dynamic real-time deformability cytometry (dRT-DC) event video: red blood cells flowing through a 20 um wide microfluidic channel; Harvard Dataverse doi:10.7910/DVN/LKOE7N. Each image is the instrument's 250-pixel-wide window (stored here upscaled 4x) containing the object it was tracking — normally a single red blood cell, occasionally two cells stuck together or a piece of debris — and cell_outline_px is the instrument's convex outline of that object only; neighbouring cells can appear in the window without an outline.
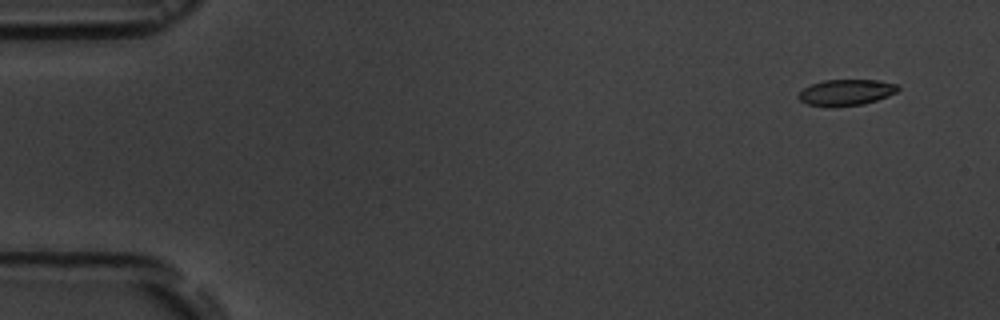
{"species": "common noctule bat (a hibernating species)", "species_latin": "Nyctalus noctula", "temperature_condition": "room temperature", "stored_images_in_passage": 6, "camera_frame_rate_fps": 3000, "um_per_image_px": 0.085, "animal": {"sex": "male", "body_mass_g": 19.5, "forearm_length_mm": 54.6}, "frame": {"image": 1, "passage_image": 1, "time_ms": 0.0, "image_size_px": [1000, 320], "cell_outline_px": [[900, 88], [896, 92], [888, 96], [864, 104], [808, 104], [800, 100], [796, 96], [804, 88], [812, 84], [824, 80], [880, 80], [896, 84]], "centroid_in_image_um": [71.97, 7.81], "position_along_channel_um": 13.0, "area_um2": 14.45}}
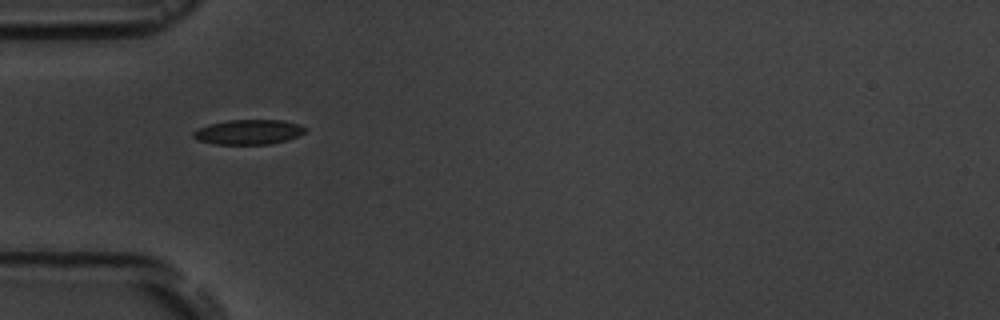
{"frame": {"image": 2, "passage_image": 5, "time_ms": 4.667, "image_size_px": [1000, 320], "cell_outline_px": [[308, 128], [304, 132], [288, 140], [272, 144], [216, 144], [196, 140], [192, 136], [192, 132], [196, 128], [208, 124], [228, 120], [284, 120]], "centroid_in_image_um": [21.08, 11.22], "position_along_channel_um": 63.9, "area_um2": 16.3}}
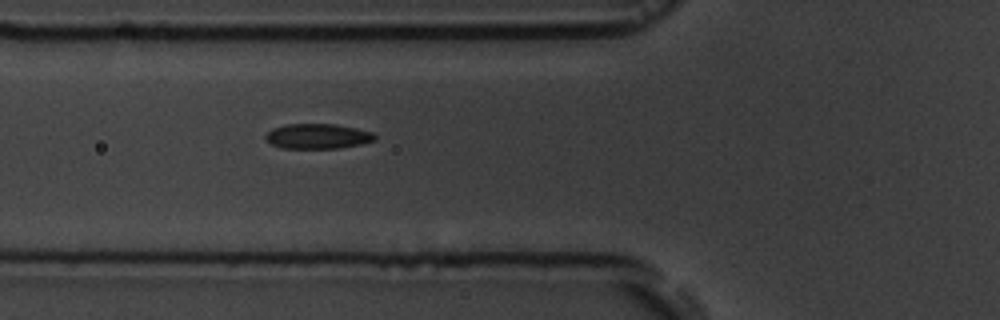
{"frame": {"image": 3, "passage_image": 6, "time_ms": 5.667, "image_size_px": [1000, 320], "cell_outline_px": [[376, 140], [360, 144], [340, 148], [280, 148], [272, 144], [264, 136], [272, 128], [284, 124], [336, 124], [356, 128], [372, 132], [376, 136]], "centroid_in_image_um": [27.0, 11.57], "position_along_channel_um": 98.8, "area_um2": 15.95}}